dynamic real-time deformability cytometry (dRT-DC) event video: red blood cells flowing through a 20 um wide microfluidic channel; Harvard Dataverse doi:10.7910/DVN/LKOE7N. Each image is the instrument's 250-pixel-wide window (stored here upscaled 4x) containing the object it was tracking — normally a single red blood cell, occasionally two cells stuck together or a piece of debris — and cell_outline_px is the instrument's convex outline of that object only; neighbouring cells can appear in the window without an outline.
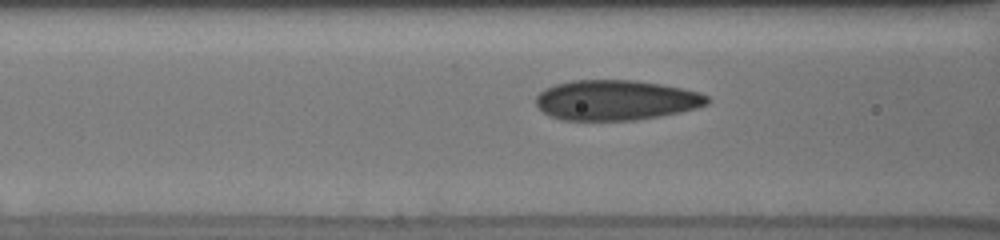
{"species": "human", "species_latin": "Homo sapiens", "temperature_condition": "cold", "stored_images_in_passage": 30, "camera_frame_rate_fps": 3000, "um_per_image_px": 0.085, "donor": {"sex": "male"}, "frame": {"image": 1, "passage_image": 19, "time_ms": 4.667, "image_size_px": [1000, 240], "cell_outline_px": [[712, 100], [708, 104], [696, 108], [680, 112], [660, 116], [636, 120], [560, 120], [544, 112], [536, 104], [536, 96], [544, 88], [556, 84], [572, 80], [636, 80], [660, 84], [700, 92], [708, 96]], "centroid_in_image_um": [52.37, 8.51], "position_along_channel_um": 114.2, "area_um2": 40.17}}
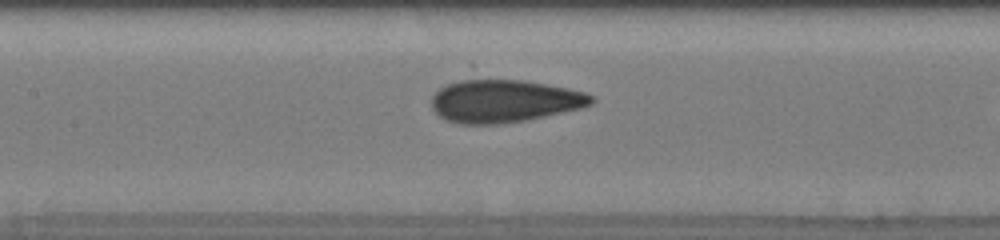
{"frame": {"image": 2, "passage_image": 27, "time_ms": 6.0, "image_size_px": [1000, 240], "cell_outline_px": [[596, 100], [592, 104], [580, 108], [528, 120], [500, 124], [460, 124], [444, 120], [432, 108], [432, 96], [440, 88], [472, 64], [584, 92], [592, 96]], "centroid_in_image_um": [42.7, 8.34], "position_along_channel_um": 164.7, "area_um2": 45.2}}